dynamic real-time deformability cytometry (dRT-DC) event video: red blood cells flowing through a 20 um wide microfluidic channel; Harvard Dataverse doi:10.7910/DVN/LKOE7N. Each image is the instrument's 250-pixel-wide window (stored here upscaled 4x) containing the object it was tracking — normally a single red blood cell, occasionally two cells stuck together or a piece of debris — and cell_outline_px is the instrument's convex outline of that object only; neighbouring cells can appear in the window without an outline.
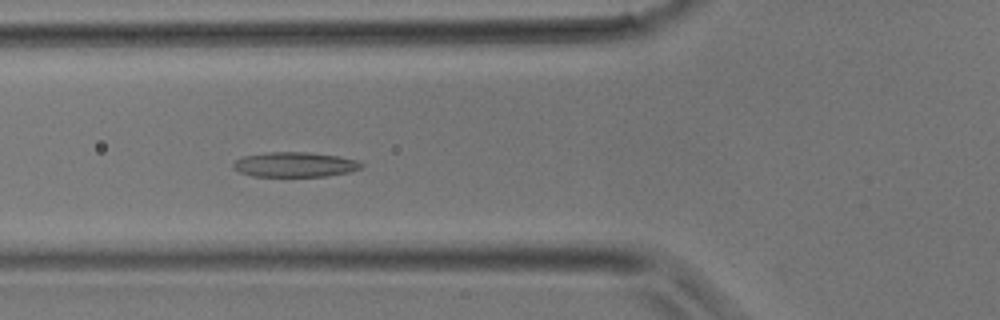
{"species": "common noctule bat (a hibernating species)", "species_latin": "Nyctalus noctula", "temperature_condition": "room temperature", "stored_images_in_passage": 38, "camera_frame_rate_fps": 3000, "um_per_image_px": 0.085, "animal": {"sex": "male", "body_mass_g": 17.9}, "frame": {"image": 1, "passage_image": 13, "time_ms": 4.0, "image_size_px": [1000, 320], "cell_outline_px": [[364, 164], [360, 168], [348, 172], [328, 176], [252, 176], [240, 172], [232, 168], [232, 164], [236, 160], [244, 156], [264, 152], [308, 152], [340, 156], [356, 160]], "centroid_in_image_um": [25.04, 13.98], "position_along_channel_um": 100.8, "area_um2": 18.61}}
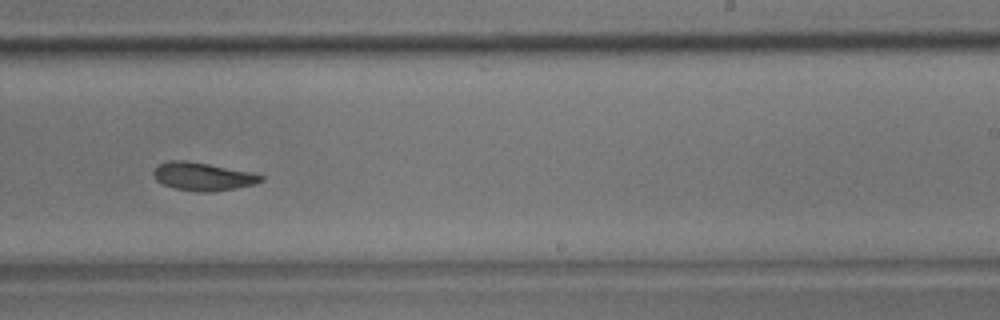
{"frame": {"image": 2, "passage_image": 23, "time_ms": 7.333, "image_size_px": [1000, 320], "cell_outline_px": [[264, 180], [256, 184], [236, 188], [212, 192], [196, 192], [176, 188], [164, 184], [156, 180], [152, 172], [160, 164], [168, 160], [188, 160], [252, 172], [264, 176]], "centroid_in_image_um": [17.27, 15.0], "position_along_channel_um": 271.7, "area_um2": 17.69}}
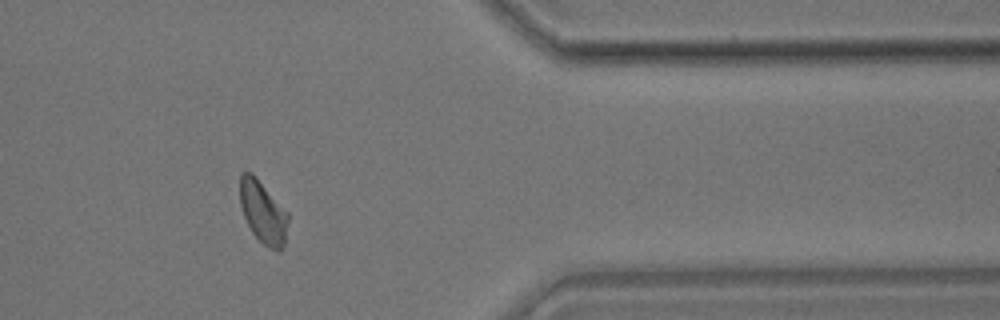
{"frame": {"image": 3, "passage_image": 31, "time_ms": 10.0, "image_size_px": [1000, 320], "cell_outline_px": [[288, 220], [284, 244], [280, 252], [276, 252], [268, 248], [252, 232], [244, 216], [240, 204], [240, 172], [252, 172], [256, 176], [288, 212]], "centroid_in_image_um": [22.36, 18.03], "position_along_channel_um": 389.0, "area_um2": 17.57}}